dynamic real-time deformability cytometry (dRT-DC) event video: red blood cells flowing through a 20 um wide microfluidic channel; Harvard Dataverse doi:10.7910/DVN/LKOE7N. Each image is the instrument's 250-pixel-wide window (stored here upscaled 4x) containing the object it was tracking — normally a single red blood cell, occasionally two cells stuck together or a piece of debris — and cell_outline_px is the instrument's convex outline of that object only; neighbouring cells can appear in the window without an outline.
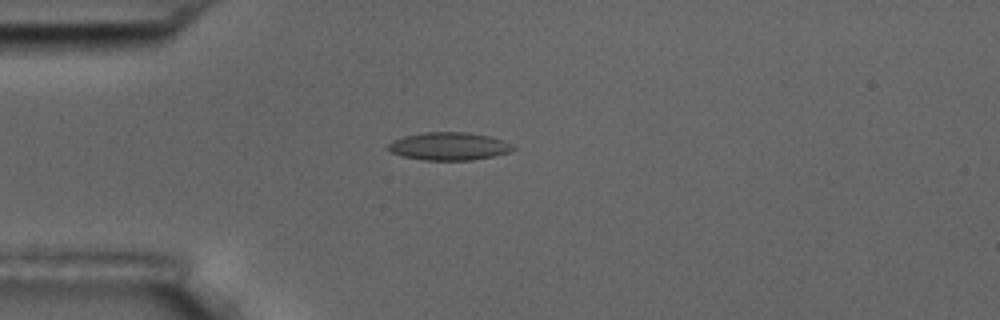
{"species": "common noctule bat (a hibernating species)", "species_latin": "Nyctalus noctula", "temperature_condition": "room temperature", "stored_images_in_passage": 2, "camera_frame_rate_fps": 3000, "um_per_image_px": 0.085, "animal": {"sex": "male", "body_mass_g": 17.5, "forearm_length_mm": 52.3}, "frame": {"image": 1, "passage_image": 2, "time_ms": 1.333, "image_size_px": [1000, 320], "cell_outline_px": [[516, 148], [512, 152], [472, 160], [424, 160], [404, 156], [392, 152], [388, 148], [388, 144], [392, 140], [404, 136], [424, 132], [468, 132], [488, 136], [504, 140], [512, 144]], "centroid_in_image_um": [38.2, 12.42], "position_along_channel_um": 46.8, "area_um2": 20.29}}